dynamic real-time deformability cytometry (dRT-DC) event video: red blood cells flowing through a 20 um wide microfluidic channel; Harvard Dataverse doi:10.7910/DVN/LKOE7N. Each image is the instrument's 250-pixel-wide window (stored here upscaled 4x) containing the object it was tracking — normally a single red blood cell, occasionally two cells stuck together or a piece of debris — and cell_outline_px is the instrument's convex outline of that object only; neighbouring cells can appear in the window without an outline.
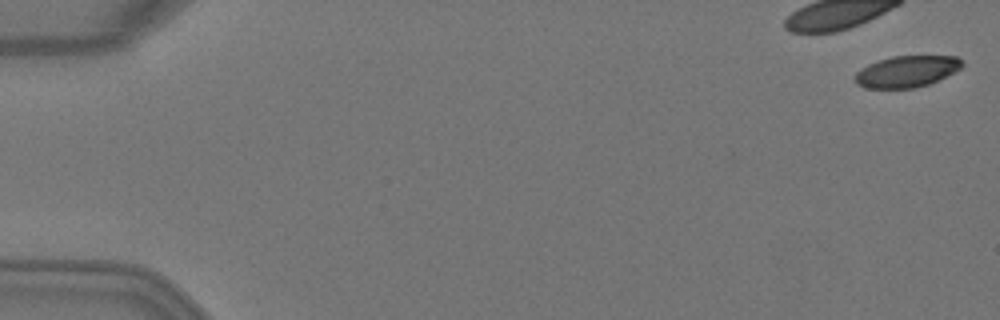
{"species": "Egyptian fruit bat (a non-hibernating species)", "species_latin": "Rousettus aegyptiacus", "temperature_condition": "warm", "stored_images_in_passage": 5, "camera_frame_rate_fps": 3000, "um_per_image_px": 0.085, "animal": {"sex": "female"}, "frame": {"image": 1, "passage_image": 1, "time_ms": 0.0, "image_size_px": [1000, 320], "cell_outline_px": [[964, 64], [960, 68], [928, 84], [916, 88], [864, 88], [856, 84], [856, 72], [868, 64], [892, 56], [956, 56]], "centroid_in_image_um": [77.04, 6.08], "position_along_channel_um": 8.0, "area_um2": 19.31}}